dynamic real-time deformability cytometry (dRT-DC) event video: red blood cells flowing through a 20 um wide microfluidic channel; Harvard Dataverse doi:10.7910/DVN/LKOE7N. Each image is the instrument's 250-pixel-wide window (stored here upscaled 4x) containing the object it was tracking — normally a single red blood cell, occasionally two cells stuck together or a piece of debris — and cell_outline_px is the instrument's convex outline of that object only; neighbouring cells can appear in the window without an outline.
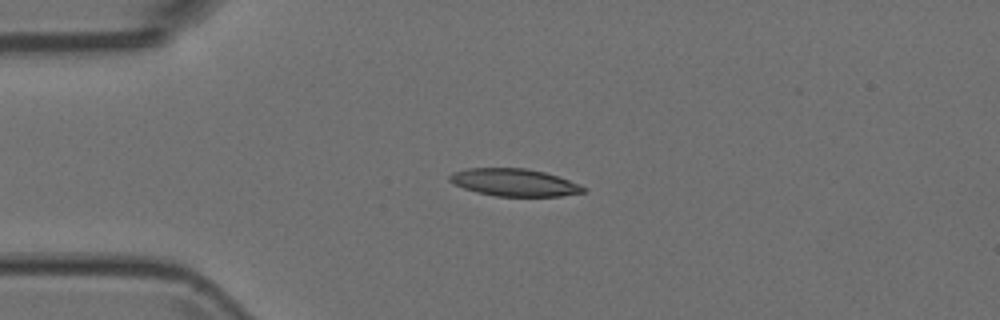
{"species": "Egyptian fruit bat (a non-hibernating species)", "species_latin": "Rousettus aegyptiacus", "temperature_condition": "room temperature", "stored_images_in_passage": 3, "camera_frame_rate_fps": 3000, "um_per_image_px": 0.085, "animal": {"sex": "female"}, "frame": {"image": 1, "passage_image": 3, "time_ms": 0.667, "image_size_px": [1000, 320], "cell_outline_px": [[588, 192], [560, 196], [496, 196], [476, 192], [452, 184], [448, 180], [448, 176], [452, 172], [468, 168], [528, 168], [544, 172], [580, 184], [588, 188]], "centroid_in_image_um": [43.71, 15.51], "position_along_channel_um": 41.3, "area_um2": 21.56}}